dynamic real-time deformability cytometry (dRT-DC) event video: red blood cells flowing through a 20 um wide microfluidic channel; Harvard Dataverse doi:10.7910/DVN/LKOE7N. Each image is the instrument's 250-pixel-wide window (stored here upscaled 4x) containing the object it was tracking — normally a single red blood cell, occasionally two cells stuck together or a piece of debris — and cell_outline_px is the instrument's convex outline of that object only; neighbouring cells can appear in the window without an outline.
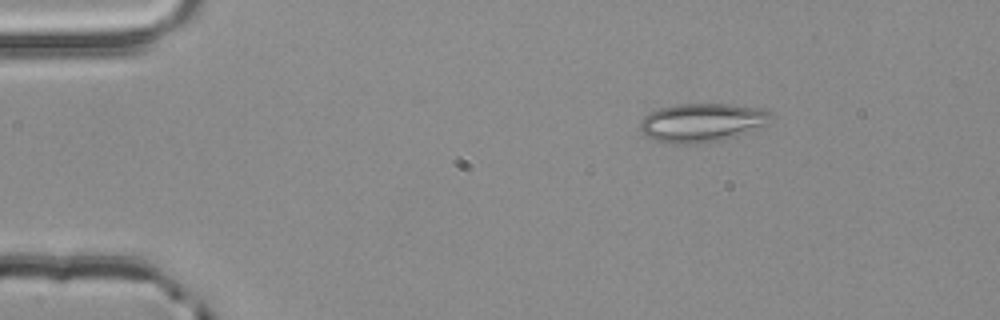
{"species": "common noctule bat (a hibernating species)", "species_latin": "Nyctalus noctula", "temperature_condition": "room temperature", "stored_images_in_passage": 47, "camera_frame_rate_fps": 3000, "um_per_image_px": 0.085, "animal": {"sex": "male", "body_mass_g": 20.4}, "frame": {"image": 1, "passage_image": 1, "time_ms": 0.0, "image_size_px": [1000, 320], "cell_outline_px": [[776, 116], [768, 124], [724, 140], [692, 144], [676, 144], [656, 140], [644, 136], [640, 128], [640, 120], [648, 112], [660, 108], [676, 104], [728, 104], [764, 108], [772, 112]], "centroid_in_image_um": [59.7, 10.41], "position_along_channel_um": 25.3, "area_um2": 29.88}}
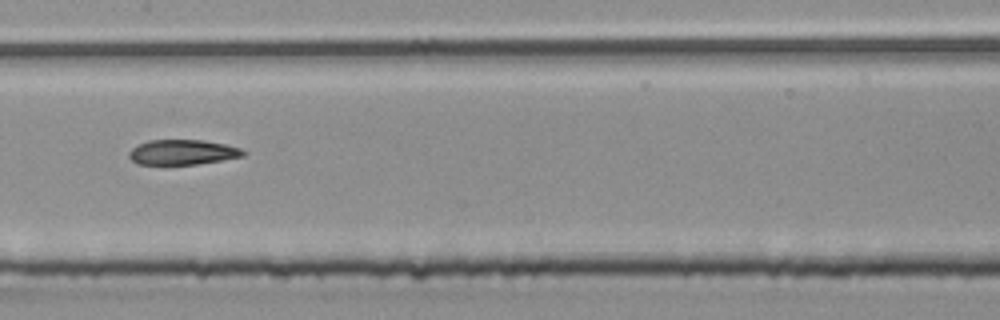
{"frame": {"image": 2, "passage_image": 20, "time_ms": 6.333, "image_size_px": [1000, 320], "cell_outline_px": [[248, 152], [244, 156], [196, 164], [136, 164], [128, 156], [128, 152], [132, 148], [148, 140], [204, 140], [224, 144], [240, 148]], "centroid_in_image_um": [15.51, 12.93], "position_along_channel_um": 191.9, "area_um2": 16.59}}
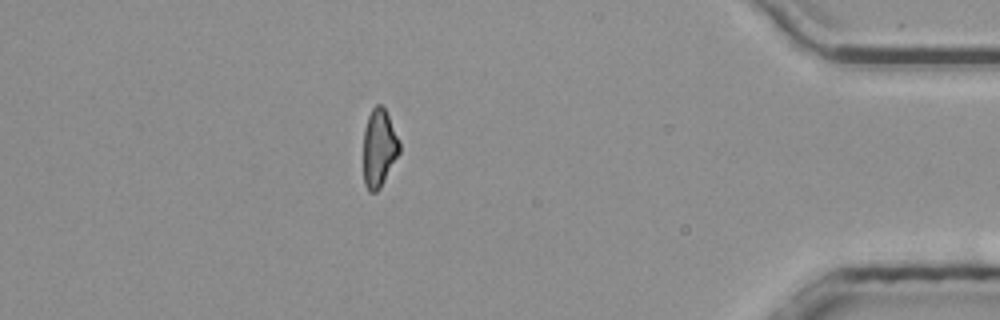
{"frame": {"image": 3, "passage_image": 40, "time_ms": 13.0, "image_size_px": [1000, 320], "cell_outline_px": [[400, 152], [380, 188], [376, 192], [368, 192], [364, 184], [364, 128], [368, 116], [372, 108], [376, 104], [380, 104], [384, 108], [388, 116], [400, 144]], "centroid_in_image_um": [32.2, 12.6], "position_along_channel_um": 403.0, "area_um2": 16.18}, "authors_computed_cell_mechanics": {"area_um2": 17.6868, "velocity_mm_per_s": 3.8559, "shape_relaxation_time_tau1_ms": null, "shape_relaxation_time_tau2_ms": 5.2253, "deformation_change_tau1": null, "deformation_change_tau2": 0.1537}}